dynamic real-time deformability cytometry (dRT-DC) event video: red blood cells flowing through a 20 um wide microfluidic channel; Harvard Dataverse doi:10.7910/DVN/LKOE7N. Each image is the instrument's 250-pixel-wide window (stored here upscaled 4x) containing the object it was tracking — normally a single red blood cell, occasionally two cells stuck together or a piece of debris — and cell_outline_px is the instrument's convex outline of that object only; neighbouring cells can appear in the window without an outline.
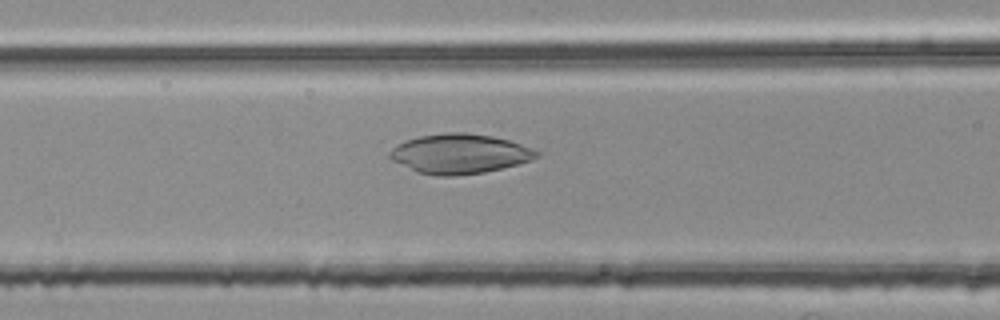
{"species": "common noctule bat (a hibernating species)", "species_latin": "Nyctalus noctula", "temperature_condition": "room temperature", "stored_images_in_passage": 5, "camera_frame_rate_fps": 3000, "um_per_image_px": 0.085, "animal": {"sex": "female", "body_mass_g": 25.1}, "frame": {"image": 1, "passage_image": 5, "time_ms": 1.333, "image_size_px": [1000, 320], "cell_outline_px": [[540, 156], [532, 160], [520, 164], [504, 168], [484, 172], [456, 176], [436, 176], [416, 172], [392, 160], [388, 156], [388, 152], [396, 144], [420, 136], [448, 132], [464, 132], [492, 136], [508, 140], [532, 148], [540, 152]], "centroid_in_image_um": [39.08, 13.08], "position_along_channel_um": 127.5, "area_um2": 34.16}}